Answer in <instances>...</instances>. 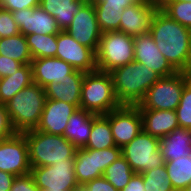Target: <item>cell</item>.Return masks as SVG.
I'll return each mask as SVG.
<instances>
[{
  "label": "cell",
  "mask_w": 191,
  "mask_h": 191,
  "mask_svg": "<svg viewBox=\"0 0 191 191\" xmlns=\"http://www.w3.org/2000/svg\"><path fill=\"white\" fill-rule=\"evenodd\" d=\"M149 33L161 54L177 72L191 73V29L174 21L158 8Z\"/></svg>",
  "instance_id": "1"
},
{
  "label": "cell",
  "mask_w": 191,
  "mask_h": 191,
  "mask_svg": "<svg viewBox=\"0 0 191 191\" xmlns=\"http://www.w3.org/2000/svg\"><path fill=\"white\" fill-rule=\"evenodd\" d=\"M110 74L116 98L121 105L139 104L147 90L161 78L155 71L135 60L114 69Z\"/></svg>",
  "instance_id": "2"
},
{
  "label": "cell",
  "mask_w": 191,
  "mask_h": 191,
  "mask_svg": "<svg viewBox=\"0 0 191 191\" xmlns=\"http://www.w3.org/2000/svg\"><path fill=\"white\" fill-rule=\"evenodd\" d=\"M46 99L44 88L32 83L5 103L12 126L17 133L36 129Z\"/></svg>",
  "instance_id": "3"
},
{
  "label": "cell",
  "mask_w": 191,
  "mask_h": 191,
  "mask_svg": "<svg viewBox=\"0 0 191 191\" xmlns=\"http://www.w3.org/2000/svg\"><path fill=\"white\" fill-rule=\"evenodd\" d=\"M23 134L28 145L31 168L50 166L75 158L77 148L64 136L51 135L35 129Z\"/></svg>",
  "instance_id": "4"
},
{
  "label": "cell",
  "mask_w": 191,
  "mask_h": 191,
  "mask_svg": "<svg viewBox=\"0 0 191 191\" xmlns=\"http://www.w3.org/2000/svg\"><path fill=\"white\" fill-rule=\"evenodd\" d=\"M120 106L109 72L95 70L84 74L81 86V109L96 115H105Z\"/></svg>",
  "instance_id": "5"
},
{
  "label": "cell",
  "mask_w": 191,
  "mask_h": 191,
  "mask_svg": "<svg viewBox=\"0 0 191 191\" xmlns=\"http://www.w3.org/2000/svg\"><path fill=\"white\" fill-rule=\"evenodd\" d=\"M133 37L121 31L102 33L96 51L97 70L111 72L134 61Z\"/></svg>",
  "instance_id": "6"
},
{
  "label": "cell",
  "mask_w": 191,
  "mask_h": 191,
  "mask_svg": "<svg viewBox=\"0 0 191 191\" xmlns=\"http://www.w3.org/2000/svg\"><path fill=\"white\" fill-rule=\"evenodd\" d=\"M191 79V73L177 72L161 77L146 92L137 104L139 109L173 110L178 107L184 85Z\"/></svg>",
  "instance_id": "7"
},
{
  "label": "cell",
  "mask_w": 191,
  "mask_h": 191,
  "mask_svg": "<svg viewBox=\"0 0 191 191\" xmlns=\"http://www.w3.org/2000/svg\"><path fill=\"white\" fill-rule=\"evenodd\" d=\"M159 145V138L142 130L130 143L121 148V154L130 164L134 173L141 174L165 165Z\"/></svg>",
  "instance_id": "8"
},
{
  "label": "cell",
  "mask_w": 191,
  "mask_h": 191,
  "mask_svg": "<svg viewBox=\"0 0 191 191\" xmlns=\"http://www.w3.org/2000/svg\"><path fill=\"white\" fill-rule=\"evenodd\" d=\"M121 155V148L118 146L99 150L77 149L74 172L79 186H83L85 183L103 176L106 168Z\"/></svg>",
  "instance_id": "9"
},
{
  "label": "cell",
  "mask_w": 191,
  "mask_h": 191,
  "mask_svg": "<svg viewBox=\"0 0 191 191\" xmlns=\"http://www.w3.org/2000/svg\"><path fill=\"white\" fill-rule=\"evenodd\" d=\"M74 161L75 158H71L50 166L32 167L30 174L40 191H75L79 184L75 177Z\"/></svg>",
  "instance_id": "10"
},
{
  "label": "cell",
  "mask_w": 191,
  "mask_h": 191,
  "mask_svg": "<svg viewBox=\"0 0 191 191\" xmlns=\"http://www.w3.org/2000/svg\"><path fill=\"white\" fill-rule=\"evenodd\" d=\"M109 120L116 146L122 148L142 130V117L137 105H121L104 115Z\"/></svg>",
  "instance_id": "11"
},
{
  "label": "cell",
  "mask_w": 191,
  "mask_h": 191,
  "mask_svg": "<svg viewBox=\"0 0 191 191\" xmlns=\"http://www.w3.org/2000/svg\"><path fill=\"white\" fill-rule=\"evenodd\" d=\"M0 170L14 176L30 174L28 145L23 133L0 141Z\"/></svg>",
  "instance_id": "12"
},
{
  "label": "cell",
  "mask_w": 191,
  "mask_h": 191,
  "mask_svg": "<svg viewBox=\"0 0 191 191\" xmlns=\"http://www.w3.org/2000/svg\"><path fill=\"white\" fill-rule=\"evenodd\" d=\"M65 32L96 53L102 31L97 22L94 4L82 5Z\"/></svg>",
  "instance_id": "13"
},
{
  "label": "cell",
  "mask_w": 191,
  "mask_h": 191,
  "mask_svg": "<svg viewBox=\"0 0 191 191\" xmlns=\"http://www.w3.org/2000/svg\"><path fill=\"white\" fill-rule=\"evenodd\" d=\"M57 44L56 58L85 73L97 70L96 53L91 48L79 44L67 32L60 31L57 34Z\"/></svg>",
  "instance_id": "14"
},
{
  "label": "cell",
  "mask_w": 191,
  "mask_h": 191,
  "mask_svg": "<svg viewBox=\"0 0 191 191\" xmlns=\"http://www.w3.org/2000/svg\"><path fill=\"white\" fill-rule=\"evenodd\" d=\"M158 8L159 3L156 0H141L126 7L121 13L120 31L132 37L148 33Z\"/></svg>",
  "instance_id": "15"
},
{
  "label": "cell",
  "mask_w": 191,
  "mask_h": 191,
  "mask_svg": "<svg viewBox=\"0 0 191 191\" xmlns=\"http://www.w3.org/2000/svg\"><path fill=\"white\" fill-rule=\"evenodd\" d=\"M134 60L149 67L161 77H167L177 73L168 60L161 54L157 45L148 32L143 35L134 36Z\"/></svg>",
  "instance_id": "16"
},
{
  "label": "cell",
  "mask_w": 191,
  "mask_h": 191,
  "mask_svg": "<svg viewBox=\"0 0 191 191\" xmlns=\"http://www.w3.org/2000/svg\"><path fill=\"white\" fill-rule=\"evenodd\" d=\"M12 15L23 35H57L61 31L55 18L40 6L14 11Z\"/></svg>",
  "instance_id": "17"
},
{
  "label": "cell",
  "mask_w": 191,
  "mask_h": 191,
  "mask_svg": "<svg viewBox=\"0 0 191 191\" xmlns=\"http://www.w3.org/2000/svg\"><path fill=\"white\" fill-rule=\"evenodd\" d=\"M78 109L67 102L46 99L40 122L35 130L63 136L68 120Z\"/></svg>",
  "instance_id": "18"
},
{
  "label": "cell",
  "mask_w": 191,
  "mask_h": 191,
  "mask_svg": "<svg viewBox=\"0 0 191 191\" xmlns=\"http://www.w3.org/2000/svg\"><path fill=\"white\" fill-rule=\"evenodd\" d=\"M31 67L33 83L42 88L49 83H60L68 79V75L75 71L70 64L56 57L33 59Z\"/></svg>",
  "instance_id": "19"
},
{
  "label": "cell",
  "mask_w": 191,
  "mask_h": 191,
  "mask_svg": "<svg viewBox=\"0 0 191 191\" xmlns=\"http://www.w3.org/2000/svg\"><path fill=\"white\" fill-rule=\"evenodd\" d=\"M143 131L159 139L179 128L176 111L139 109Z\"/></svg>",
  "instance_id": "20"
},
{
  "label": "cell",
  "mask_w": 191,
  "mask_h": 191,
  "mask_svg": "<svg viewBox=\"0 0 191 191\" xmlns=\"http://www.w3.org/2000/svg\"><path fill=\"white\" fill-rule=\"evenodd\" d=\"M85 72L75 70L68 79L60 83L52 82L44 87L47 99L59 100L80 108L81 86Z\"/></svg>",
  "instance_id": "21"
},
{
  "label": "cell",
  "mask_w": 191,
  "mask_h": 191,
  "mask_svg": "<svg viewBox=\"0 0 191 191\" xmlns=\"http://www.w3.org/2000/svg\"><path fill=\"white\" fill-rule=\"evenodd\" d=\"M93 125V113L79 108L67 122L63 136L77 149L85 148Z\"/></svg>",
  "instance_id": "22"
},
{
  "label": "cell",
  "mask_w": 191,
  "mask_h": 191,
  "mask_svg": "<svg viewBox=\"0 0 191 191\" xmlns=\"http://www.w3.org/2000/svg\"><path fill=\"white\" fill-rule=\"evenodd\" d=\"M160 152L165 162L187 157L191 151V130L177 128L160 139Z\"/></svg>",
  "instance_id": "23"
},
{
  "label": "cell",
  "mask_w": 191,
  "mask_h": 191,
  "mask_svg": "<svg viewBox=\"0 0 191 191\" xmlns=\"http://www.w3.org/2000/svg\"><path fill=\"white\" fill-rule=\"evenodd\" d=\"M82 5L74 0H40V7L55 18L61 31L69 27Z\"/></svg>",
  "instance_id": "24"
},
{
  "label": "cell",
  "mask_w": 191,
  "mask_h": 191,
  "mask_svg": "<svg viewBox=\"0 0 191 191\" xmlns=\"http://www.w3.org/2000/svg\"><path fill=\"white\" fill-rule=\"evenodd\" d=\"M33 83L31 64L23 65L14 75L2 78L0 83V103L5 104L16 93Z\"/></svg>",
  "instance_id": "25"
},
{
  "label": "cell",
  "mask_w": 191,
  "mask_h": 191,
  "mask_svg": "<svg viewBox=\"0 0 191 191\" xmlns=\"http://www.w3.org/2000/svg\"><path fill=\"white\" fill-rule=\"evenodd\" d=\"M168 178L175 191H185L191 182V151L187 157L165 162Z\"/></svg>",
  "instance_id": "26"
},
{
  "label": "cell",
  "mask_w": 191,
  "mask_h": 191,
  "mask_svg": "<svg viewBox=\"0 0 191 191\" xmlns=\"http://www.w3.org/2000/svg\"><path fill=\"white\" fill-rule=\"evenodd\" d=\"M116 146L109 120L104 115L93 114V125L85 149H107Z\"/></svg>",
  "instance_id": "27"
},
{
  "label": "cell",
  "mask_w": 191,
  "mask_h": 191,
  "mask_svg": "<svg viewBox=\"0 0 191 191\" xmlns=\"http://www.w3.org/2000/svg\"><path fill=\"white\" fill-rule=\"evenodd\" d=\"M0 55L14 59L23 65L31 64L30 54L26 36L19 33L15 36L0 39Z\"/></svg>",
  "instance_id": "28"
},
{
  "label": "cell",
  "mask_w": 191,
  "mask_h": 191,
  "mask_svg": "<svg viewBox=\"0 0 191 191\" xmlns=\"http://www.w3.org/2000/svg\"><path fill=\"white\" fill-rule=\"evenodd\" d=\"M32 59L56 57L57 35H25Z\"/></svg>",
  "instance_id": "29"
},
{
  "label": "cell",
  "mask_w": 191,
  "mask_h": 191,
  "mask_svg": "<svg viewBox=\"0 0 191 191\" xmlns=\"http://www.w3.org/2000/svg\"><path fill=\"white\" fill-rule=\"evenodd\" d=\"M134 171L130 164L121 155L116 161L109 165L103 173V176L110 182L118 191H121L133 176Z\"/></svg>",
  "instance_id": "30"
},
{
  "label": "cell",
  "mask_w": 191,
  "mask_h": 191,
  "mask_svg": "<svg viewBox=\"0 0 191 191\" xmlns=\"http://www.w3.org/2000/svg\"><path fill=\"white\" fill-rule=\"evenodd\" d=\"M159 8L174 21L191 29V2L161 0Z\"/></svg>",
  "instance_id": "31"
},
{
  "label": "cell",
  "mask_w": 191,
  "mask_h": 191,
  "mask_svg": "<svg viewBox=\"0 0 191 191\" xmlns=\"http://www.w3.org/2000/svg\"><path fill=\"white\" fill-rule=\"evenodd\" d=\"M145 191H175L167 176L166 166L147 170L141 173Z\"/></svg>",
  "instance_id": "32"
},
{
  "label": "cell",
  "mask_w": 191,
  "mask_h": 191,
  "mask_svg": "<svg viewBox=\"0 0 191 191\" xmlns=\"http://www.w3.org/2000/svg\"><path fill=\"white\" fill-rule=\"evenodd\" d=\"M97 22L102 33L110 31H120V21L122 14L120 9L94 8Z\"/></svg>",
  "instance_id": "33"
},
{
  "label": "cell",
  "mask_w": 191,
  "mask_h": 191,
  "mask_svg": "<svg viewBox=\"0 0 191 191\" xmlns=\"http://www.w3.org/2000/svg\"><path fill=\"white\" fill-rule=\"evenodd\" d=\"M175 111L179 127L191 130V79L184 85L180 103Z\"/></svg>",
  "instance_id": "34"
},
{
  "label": "cell",
  "mask_w": 191,
  "mask_h": 191,
  "mask_svg": "<svg viewBox=\"0 0 191 191\" xmlns=\"http://www.w3.org/2000/svg\"><path fill=\"white\" fill-rule=\"evenodd\" d=\"M19 27L14 21L12 12L0 8V39L19 34Z\"/></svg>",
  "instance_id": "35"
},
{
  "label": "cell",
  "mask_w": 191,
  "mask_h": 191,
  "mask_svg": "<svg viewBox=\"0 0 191 191\" xmlns=\"http://www.w3.org/2000/svg\"><path fill=\"white\" fill-rule=\"evenodd\" d=\"M14 130L5 104L0 103V141L14 136Z\"/></svg>",
  "instance_id": "36"
},
{
  "label": "cell",
  "mask_w": 191,
  "mask_h": 191,
  "mask_svg": "<svg viewBox=\"0 0 191 191\" xmlns=\"http://www.w3.org/2000/svg\"><path fill=\"white\" fill-rule=\"evenodd\" d=\"M40 6V0H0V8L14 12Z\"/></svg>",
  "instance_id": "37"
},
{
  "label": "cell",
  "mask_w": 191,
  "mask_h": 191,
  "mask_svg": "<svg viewBox=\"0 0 191 191\" xmlns=\"http://www.w3.org/2000/svg\"><path fill=\"white\" fill-rule=\"evenodd\" d=\"M10 191H40L31 174L16 176Z\"/></svg>",
  "instance_id": "38"
},
{
  "label": "cell",
  "mask_w": 191,
  "mask_h": 191,
  "mask_svg": "<svg viewBox=\"0 0 191 191\" xmlns=\"http://www.w3.org/2000/svg\"><path fill=\"white\" fill-rule=\"evenodd\" d=\"M140 1L141 0H96L94 2V8L120 9V13H122L126 7L132 6Z\"/></svg>",
  "instance_id": "39"
},
{
  "label": "cell",
  "mask_w": 191,
  "mask_h": 191,
  "mask_svg": "<svg viewBox=\"0 0 191 191\" xmlns=\"http://www.w3.org/2000/svg\"><path fill=\"white\" fill-rule=\"evenodd\" d=\"M23 66L22 63L0 55V76L2 78L14 75Z\"/></svg>",
  "instance_id": "40"
},
{
  "label": "cell",
  "mask_w": 191,
  "mask_h": 191,
  "mask_svg": "<svg viewBox=\"0 0 191 191\" xmlns=\"http://www.w3.org/2000/svg\"><path fill=\"white\" fill-rule=\"evenodd\" d=\"M83 187L86 191H118L104 176L85 183Z\"/></svg>",
  "instance_id": "41"
},
{
  "label": "cell",
  "mask_w": 191,
  "mask_h": 191,
  "mask_svg": "<svg viewBox=\"0 0 191 191\" xmlns=\"http://www.w3.org/2000/svg\"><path fill=\"white\" fill-rule=\"evenodd\" d=\"M121 191H145L142 175L134 173L129 183Z\"/></svg>",
  "instance_id": "42"
},
{
  "label": "cell",
  "mask_w": 191,
  "mask_h": 191,
  "mask_svg": "<svg viewBox=\"0 0 191 191\" xmlns=\"http://www.w3.org/2000/svg\"><path fill=\"white\" fill-rule=\"evenodd\" d=\"M16 176L0 170V191H10Z\"/></svg>",
  "instance_id": "43"
},
{
  "label": "cell",
  "mask_w": 191,
  "mask_h": 191,
  "mask_svg": "<svg viewBox=\"0 0 191 191\" xmlns=\"http://www.w3.org/2000/svg\"><path fill=\"white\" fill-rule=\"evenodd\" d=\"M74 1L80 2L84 5V4H94L96 0H74Z\"/></svg>",
  "instance_id": "44"
},
{
  "label": "cell",
  "mask_w": 191,
  "mask_h": 191,
  "mask_svg": "<svg viewBox=\"0 0 191 191\" xmlns=\"http://www.w3.org/2000/svg\"><path fill=\"white\" fill-rule=\"evenodd\" d=\"M75 191H86L83 186H79Z\"/></svg>",
  "instance_id": "45"
},
{
  "label": "cell",
  "mask_w": 191,
  "mask_h": 191,
  "mask_svg": "<svg viewBox=\"0 0 191 191\" xmlns=\"http://www.w3.org/2000/svg\"><path fill=\"white\" fill-rule=\"evenodd\" d=\"M185 191H191V182L190 184L188 185L187 189Z\"/></svg>",
  "instance_id": "46"
},
{
  "label": "cell",
  "mask_w": 191,
  "mask_h": 191,
  "mask_svg": "<svg viewBox=\"0 0 191 191\" xmlns=\"http://www.w3.org/2000/svg\"><path fill=\"white\" fill-rule=\"evenodd\" d=\"M176 1L191 2V0H176Z\"/></svg>",
  "instance_id": "47"
}]
</instances>
